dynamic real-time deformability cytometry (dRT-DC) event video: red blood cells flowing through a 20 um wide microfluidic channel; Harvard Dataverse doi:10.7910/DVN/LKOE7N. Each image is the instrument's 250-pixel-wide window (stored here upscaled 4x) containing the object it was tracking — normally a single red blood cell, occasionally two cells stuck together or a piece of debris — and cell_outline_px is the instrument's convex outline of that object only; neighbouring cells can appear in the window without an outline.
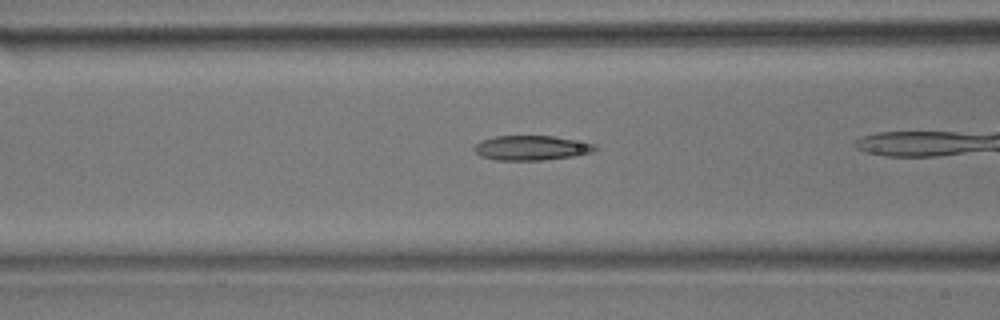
{"species": "common noctule bat (a hibernating species)", "species_latin": "Nyctalus noctula", "temperature_condition": "room temperature", "stored_images_in_passage": 35, "camera_frame_rate_fps": 3000, "um_per_image_px": 0.085, "animal": {"sex": "male", "body_mass_g": 17.9}, "frame": {"image": 1, "passage_image": 16, "time_ms": 5.0, "image_size_px": [1000, 320], "cell_outline_px": [[596, 148], [592, 152], [572, 156], [544, 160], [496, 160], [480, 156], [472, 148], [480, 140], [496, 136], [552, 136], [596, 144]], "centroid_in_image_um": [45.12, 12.57], "position_along_channel_um": 121.5, "area_um2": 17.28}}
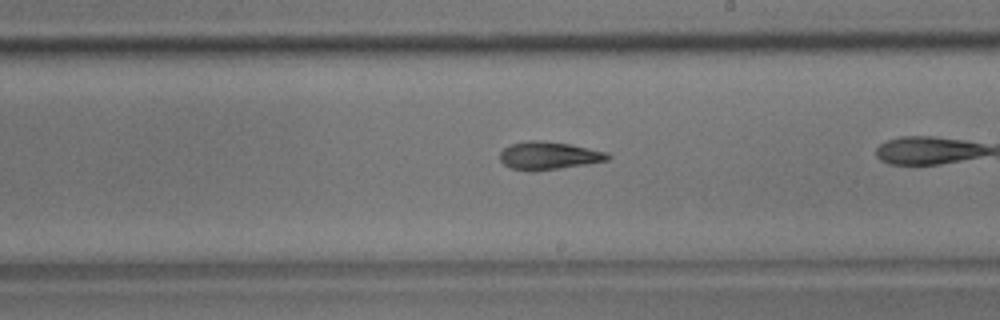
{"frame": {"image": 2, "passage_image": 25, "time_ms": 8.0, "image_size_px": [1000, 320], "cell_outline_px": [[612, 156], [608, 160], [584, 164], [556, 168], [512, 168], [504, 164], [500, 160], [500, 152], [504, 148], [512, 144], [528, 140], [536, 140], [568, 144], [608, 152]], "centroid_in_image_um": [46.68, 13.18], "position_along_channel_um": 242.3, "area_um2": 16.59}}